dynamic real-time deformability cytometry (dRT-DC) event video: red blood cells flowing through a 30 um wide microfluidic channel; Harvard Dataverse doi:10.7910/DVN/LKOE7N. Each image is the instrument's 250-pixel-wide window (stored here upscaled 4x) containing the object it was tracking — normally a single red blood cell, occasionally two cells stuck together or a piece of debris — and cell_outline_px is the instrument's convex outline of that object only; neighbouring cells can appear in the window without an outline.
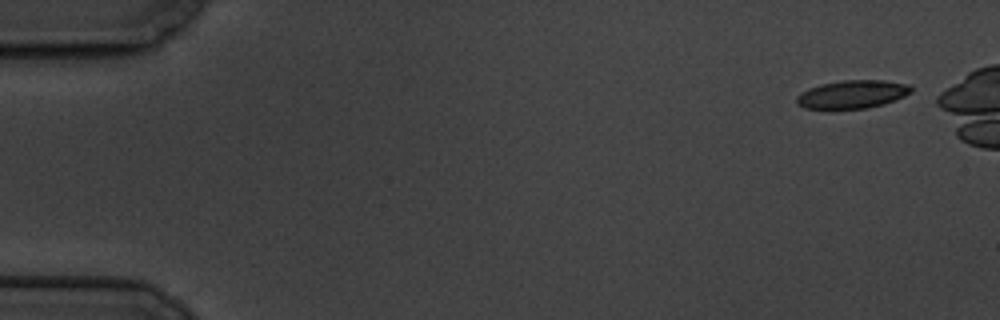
{"species": "common noctule bat (a hibernating species)", "species_latin": "Nyctalus noctula", "temperature_condition": "cold", "stored_images_in_passage": 5, "camera_frame_rate_fps": 3000, "um_per_image_px": 0.085, "animal": {"sex": "male", "body_mass_g": 19.5, "forearm_length_mm": 54.6}, "frame": {"image": 1, "passage_image": 1, "time_ms": 0.0, "image_size_px": [1000, 320], "cell_outline_px": [[912, 92], [904, 96], [884, 104], [868, 108], [804, 108], [796, 100], [796, 96], [800, 92], [808, 88], [820, 84], [844, 80], [884, 80], [912, 84]], "centroid_in_image_um": [72.49, 7.99], "position_along_channel_um": 12.5, "area_um2": 18.79}}